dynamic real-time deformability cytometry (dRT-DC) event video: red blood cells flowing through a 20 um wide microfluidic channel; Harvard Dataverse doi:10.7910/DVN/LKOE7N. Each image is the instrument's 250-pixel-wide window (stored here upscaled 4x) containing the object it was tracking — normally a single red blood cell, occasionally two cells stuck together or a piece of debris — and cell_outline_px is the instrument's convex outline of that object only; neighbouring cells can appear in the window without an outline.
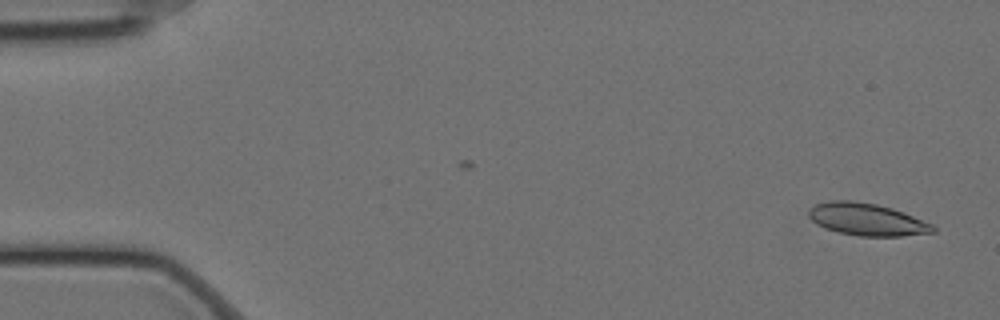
{"species": "Egyptian fruit bat (a non-hibernating species)", "species_latin": "Rousettus aegyptiacus", "temperature_condition": "cold", "stored_images_in_passage": 54, "camera_frame_rate_fps": 3000, "um_per_image_px": 0.085, "animal": {"sex": "female"}, "frame": {"image": 1, "passage_image": 2, "time_ms": 0.333, "image_size_px": [1000, 320], "cell_outline_px": [[936, 232], [900, 236], [860, 236], [840, 232], [824, 228], [816, 224], [808, 216], [808, 212], [816, 204], [832, 200], [852, 200], [876, 204], [892, 208], [932, 224], [936, 228]], "centroid_in_image_um": [73.68, 18.65], "position_along_channel_um": 11.3, "area_um2": 23.18}}
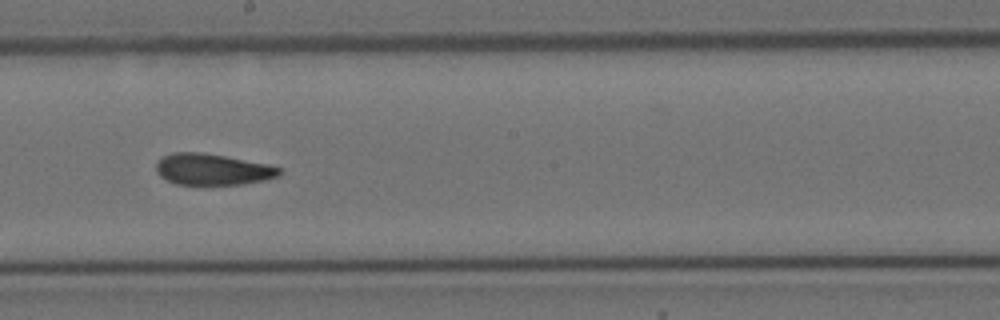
{"frame": {"image": 2, "passage_image": 32, "time_ms": 10.333, "image_size_px": [1000, 320], "cell_outline_px": [[280, 176], [264, 180], [240, 184], [176, 184], [160, 176], [156, 172], [156, 164], [164, 156], [172, 152], [200, 152], [224, 156], [268, 164], [280, 168]], "centroid_in_image_um": [18.05, 14.39], "position_along_channel_um": 230.1, "area_um2": 22.2}}
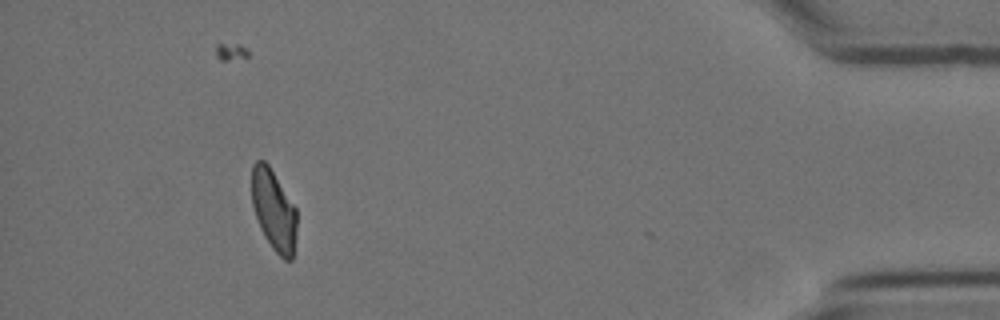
{"frame": {"image": 3, "passage_image": 53, "time_ms": 17.333, "image_size_px": [1000, 320], "cell_outline_px": [[296, 232], [292, 260], [284, 260], [272, 248], [264, 236], [260, 228], [252, 204], [252, 164], [256, 160], [264, 160], [268, 164], [296, 208]], "centroid_in_image_um": [23.26, 17.86], "position_along_channel_um": 411.9, "area_um2": 21.1}, "authors_computed_cell_mechanics": {"area_um2": 23.0911, "velocity_mm_per_s": 3.4565, "shape_relaxation_time_tau1_ms": null, "shape_relaxation_time_tau2_ms": 4.088, "deformation_change_tau1": null, "deformation_change_tau2": 0.1132}}